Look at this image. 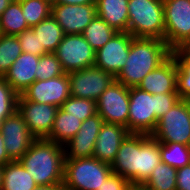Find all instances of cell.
<instances>
[{
	"label": "cell",
	"mask_w": 190,
	"mask_h": 190,
	"mask_svg": "<svg viewBox=\"0 0 190 190\" xmlns=\"http://www.w3.org/2000/svg\"><path fill=\"white\" fill-rule=\"evenodd\" d=\"M128 16L127 32L134 38L164 40L163 0H128Z\"/></svg>",
	"instance_id": "3"
},
{
	"label": "cell",
	"mask_w": 190,
	"mask_h": 190,
	"mask_svg": "<svg viewBox=\"0 0 190 190\" xmlns=\"http://www.w3.org/2000/svg\"><path fill=\"white\" fill-rule=\"evenodd\" d=\"M178 93H166L156 95V118L159 119L167 113L179 100Z\"/></svg>",
	"instance_id": "37"
},
{
	"label": "cell",
	"mask_w": 190,
	"mask_h": 190,
	"mask_svg": "<svg viewBox=\"0 0 190 190\" xmlns=\"http://www.w3.org/2000/svg\"><path fill=\"white\" fill-rule=\"evenodd\" d=\"M28 28L30 27L23 16L20 2L12 0L0 16L1 34L17 36Z\"/></svg>",
	"instance_id": "26"
},
{
	"label": "cell",
	"mask_w": 190,
	"mask_h": 190,
	"mask_svg": "<svg viewBox=\"0 0 190 190\" xmlns=\"http://www.w3.org/2000/svg\"><path fill=\"white\" fill-rule=\"evenodd\" d=\"M164 41L175 51L190 42V0H163Z\"/></svg>",
	"instance_id": "6"
},
{
	"label": "cell",
	"mask_w": 190,
	"mask_h": 190,
	"mask_svg": "<svg viewBox=\"0 0 190 190\" xmlns=\"http://www.w3.org/2000/svg\"><path fill=\"white\" fill-rule=\"evenodd\" d=\"M57 4H69V5L96 4V0H58Z\"/></svg>",
	"instance_id": "41"
},
{
	"label": "cell",
	"mask_w": 190,
	"mask_h": 190,
	"mask_svg": "<svg viewBox=\"0 0 190 190\" xmlns=\"http://www.w3.org/2000/svg\"><path fill=\"white\" fill-rule=\"evenodd\" d=\"M18 94L3 76H0V123L17 110Z\"/></svg>",
	"instance_id": "35"
},
{
	"label": "cell",
	"mask_w": 190,
	"mask_h": 190,
	"mask_svg": "<svg viewBox=\"0 0 190 190\" xmlns=\"http://www.w3.org/2000/svg\"><path fill=\"white\" fill-rule=\"evenodd\" d=\"M161 162L179 169L190 164V146L179 143H159Z\"/></svg>",
	"instance_id": "29"
},
{
	"label": "cell",
	"mask_w": 190,
	"mask_h": 190,
	"mask_svg": "<svg viewBox=\"0 0 190 190\" xmlns=\"http://www.w3.org/2000/svg\"><path fill=\"white\" fill-rule=\"evenodd\" d=\"M21 95L29 101L61 107L71 96L68 73L53 79L36 80Z\"/></svg>",
	"instance_id": "14"
},
{
	"label": "cell",
	"mask_w": 190,
	"mask_h": 190,
	"mask_svg": "<svg viewBox=\"0 0 190 190\" xmlns=\"http://www.w3.org/2000/svg\"><path fill=\"white\" fill-rule=\"evenodd\" d=\"M82 121L58 109L51 133L46 138L49 141L64 145L79 131Z\"/></svg>",
	"instance_id": "24"
},
{
	"label": "cell",
	"mask_w": 190,
	"mask_h": 190,
	"mask_svg": "<svg viewBox=\"0 0 190 190\" xmlns=\"http://www.w3.org/2000/svg\"><path fill=\"white\" fill-rule=\"evenodd\" d=\"M183 49L190 55V42Z\"/></svg>",
	"instance_id": "47"
},
{
	"label": "cell",
	"mask_w": 190,
	"mask_h": 190,
	"mask_svg": "<svg viewBox=\"0 0 190 190\" xmlns=\"http://www.w3.org/2000/svg\"><path fill=\"white\" fill-rule=\"evenodd\" d=\"M60 108L82 122L97 113L95 101L73 96H70Z\"/></svg>",
	"instance_id": "33"
},
{
	"label": "cell",
	"mask_w": 190,
	"mask_h": 190,
	"mask_svg": "<svg viewBox=\"0 0 190 190\" xmlns=\"http://www.w3.org/2000/svg\"><path fill=\"white\" fill-rule=\"evenodd\" d=\"M173 52L177 62V93L181 99L190 100V55L183 48Z\"/></svg>",
	"instance_id": "30"
},
{
	"label": "cell",
	"mask_w": 190,
	"mask_h": 190,
	"mask_svg": "<svg viewBox=\"0 0 190 190\" xmlns=\"http://www.w3.org/2000/svg\"><path fill=\"white\" fill-rule=\"evenodd\" d=\"M151 136L159 143L190 146V100L180 99L160 117Z\"/></svg>",
	"instance_id": "5"
},
{
	"label": "cell",
	"mask_w": 190,
	"mask_h": 190,
	"mask_svg": "<svg viewBox=\"0 0 190 190\" xmlns=\"http://www.w3.org/2000/svg\"><path fill=\"white\" fill-rule=\"evenodd\" d=\"M96 12L117 32H127L128 0H96Z\"/></svg>",
	"instance_id": "21"
},
{
	"label": "cell",
	"mask_w": 190,
	"mask_h": 190,
	"mask_svg": "<svg viewBox=\"0 0 190 190\" xmlns=\"http://www.w3.org/2000/svg\"><path fill=\"white\" fill-rule=\"evenodd\" d=\"M51 15L65 34H81L97 15L96 4H54Z\"/></svg>",
	"instance_id": "16"
},
{
	"label": "cell",
	"mask_w": 190,
	"mask_h": 190,
	"mask_svg": "<svg viewBox=\"0 0 190 190\" xmlns=\"http://www.w3.org/2000/svg\"><path fill=\"white\" fill-rule=\"evenodd\" d=\"M31 28L37 34L40 46L47 53H54L65 36L63 29L52 15Z\"/></svg>",
	"instance_id": "25"
},
{
	"label": "cell",
	"mask_w": 190,
	"mask_h": 190,
	"mask_svg": "<svg viewBox=\"0 0 190 190\" xmlns=\"http://www.w3.org/2000/svg\"><path fill=\"white\" fill-rule=\"evenodd\" d=\"M157 123L156 95L139 87L129 88L128 131L151 135Z\"/></svg>",
	"instance_id": "7"
},
{
	"label": "cell",
	"mask_w": 190,
	"mask_h": 190,
	"mask_svg": "<svg viewBox=\"0 0 190 190\" xmlns=\"http://www.w3.org/2000/svg\"><path fill=\"white\" fill-rule=\"evenodd\" d=\"M36 80H48L66 74L55 53L40 56L36 69Z\"/></svg>",
	"instance_id": "34"
},
{
	"label": "cell",
	"mask_w": 190,
	"mask_h": 190,
	"mask_svg": "<svg viewBox=\"0 0 190 190\" xmlns=\"http://www.w3.org/2000/svg\"><path fill=\"white\" fill-rule=\"evenodd\" d=\"M133 38L129 32H117L96 51L94 66L116 77L126 63Z\"/></svg>",
	"instance_id": "13"
},
{
	"label": "cell",
	"mask_w": 190,
	"mask_h": 190,
	"mask_svg": "<svg viewBox=\"0 0 190 190\" xmlns=\"http://www.w3.org/2000/svg\"><path fill=\"white\" fill-rule=\"evenodd\" d=\"M129 133L124 126L104 123L97 136L92 157L111 165L116 158L121 143Z\"/></svg>",
	"instance_id": "19"
},
{
	"label": "cell",
	"mask_w": 190,
	"mask_h": 190,
	"mask_svg": "<svg viewBox=\"0 0 190 190\" xmlns=\"http://www.w3.org/2000/svg\"><path fill=\"white\" fill-rule=\"evenodd\" d=\"M3 166H0V190H2Z\"/></svg>",
	"instance_id": "44"
},
{
	"label": "cell",
	"mask_w": 190,
	"mask_h": 190,
	"mask_svg": "<svg viewBox=\"0 0 190 190\" xmlns=\"http://www.w3.org/2000/svg\"><path fill=\"white\" fill-rule=\"evenodd\" d=\"M176 175L177 169L161 162L141 187L145 190H177Z\"/></svg>",
	"instance_id": "27"
},
{
	"label": "cell",
	"mask_w": 190,
	"mask_h": 190,
	"mask_svg": "<svg viewBox=\"0 0 190 190\" xmlns=\"http://www.w3.org/2000/svg\"><path fill=\"white\" fill-rule=\"evenodd\" d=\"M45 2L49 3L51 6L57 4L58 0H44Z\"/></svg>",
	"instance_id": "45"
},
{
	"label": "cell",
	"mask_w": 190,
	"mask_h": 190,
	"mask_svg": "<svg viewBox=\"0 0 190 190\" xmlns=\"http://www.w3.org/2000/svg\"><path fill=\"white\" fill-rule=\"evenodd\" d=\"M29 27L51 16L52 6L44 0H18Z\"/></svg>",
	"instance_id": "32"
},
{
	"label": "cell",
	"mask_w": 190,
	"mask_h": 190,
	"mask_svg": "<svg viewBox=\"0 0 190 190\" xmlns=\"http://www.w3.org/2000/svg\"><path fill=\"white\" fill-rule=\"evenodd\" d=\"M129 190H145L141 186H132Z\"/></svg>",
	"instance_id": "46"
},
{
	"label": "cell",
	"mask_w": 190,
	"mask_h": 190,
	"mask_svg": "<svg viewBox=\"0 0 190 190\" xmlns=\"http://www.w3.org/2000/svg\"><path fill=\"white\" fill-rule=\"evenodd\" d=\"M112 173L110 164L94 157L64 159V189L98 190Z\"/></svg>",
	"instance_id": "4"
},
{
	"label": "cell",
	"mask_w": 190,
	"mask_h": 190,
	"mask_svg": "<svg viewBox=\"0 0 190 190\" xmlns=\"http://www.w3.org/2000/svg\"><path fill=\"white\" fill-rule=\"evenodd\" d=\"M140 133H129L123 140L114 162L113 173L126 178L133 186H139Z\"/></svg>",
	"instance_id": "17"
},
{
	"label": "cell",
	"mask_w": 190,
	"mask_h": 190,
	"mask_svg": "<svg viewBox=\"0 0 190 190\" xmlns=\"http://www.w3.org/2000/svg\"><path fill=\"white\" fill-rule=\"evenodd\" d=\"M177 190H190V164L177 169Z\"/></svg>",
	"instance_id": "39"
},
{
	"label": "cell",
	"mask_w": 190,
	"mask_h": 190,
	"mask_svg": "<svg viewBox=\"0 0 190 190\" xmlns=\"http://www.w3.org/2000/svg\"><path fill=\"white\" fill-rule=\"evenodd\" d=\"M37 186L19 160L3 166L2 190H33Z\"/></svg>",
	"instance_id": "23"
},
{
	"label": "cell",
	"mask_w": 190,
	"mask_h": 190,
	"mask_svg": "<svg viewBox=\"0 0 190 190\" xmlns=\"http://www.w3.org/2000/svg\"><path fill=\"white\" fill-rule=\"evenodd\" d=\"M21 45L22 52L31 53L36 56H41L47 52L40 46L38 36L30 27L17 35Z\"/></svg>",
	"instance_id": "36"
},
{
	"label": "cell",
	"mask_w": 190,
	"mask_h": 190,
	"mask_svg": "<svg viewBox=\"0 0 190 190\" xmlns=\"http://www.w3.org/2000/svg\"><path fill=\"white\" fill-rule=\"evenodd\" d=\"M22 49L18 37L0 36V76H4L14 61L21 55Z\"/></svg>",
	"instance_id": "31"
},
{
	"label": "cell",
	"mask_w": 190,
	"mask_h": 190,
	"mask_svg": "<svg viewBox=\"0 0 190 190\" xmlns=\"http://www.w3.org/2000/svg\"><path fill=\"white\" fill-rule=\"evenodd\" d=\"M103 124L104 120L98 113L84 120L76 135L63 145L65 159L92 157Z\"/></svg>",
	"instance_id": "15"
},
{
	"label": "cell",
	"mask_w": 190,
	"mask_h": 190,
	"mask_svg": "<svg viewBox=\"0 0 190 190\" xmlns=\"http://www.w3.org/2000/svg\"><path fill=\"white\" fill-rule=\"evenodd\" d=\"M11 161L4 146L3 136L0 133V166H5Z\"/></svg>",
	"instance_id": "40"
},
{
	"label": "cell",
	"mask_w": 190,
	"mask_h": 190,
	"mask_svg": "<svg viewBox=\"0 0 190 190\" xmlns=\"http://www.w3.org/2000/svg\"><path fill=\"white\" fill-rule=\"evenodd\" d=\"M64 147L47 139H36L19 162L37 185L63 184Z\"/></svg>",
	"instance_id": "2"
},
{
	"label": "cell",
	"mask_w": 190,
	"mask_h": 190,
	"mask_svg": "<svg viewBox=\"0 0 190 190\" xmlns=\"http://www.w3.org/2000/svg\"><path fill=\"white\" fill-rule=\"evenodd\" d=\"M33 190H65L63 184L37 185Z\"/></svg>",
	"instance_id": "42"
},
{
	"label": "cell",
	"mask_w": 190,
	"mask_h": 190,
	"mask_svg": "<svg viewBox=\"0 0 190 190\" xmlns=\"http://www.w3.org/2000/svg\"><path fill=\"white\" fill-rule=\"evenodd\" d=\"M96 110L104 123L128 129L129 88L115 80L97 99Z\"/></svg>",
	"instance_id": "9"
},
{
	"label": "cell",
	"mask_w": 190,
	"mask_h": 190,
	"mask_svg": "<svg viewBox=\"0 0 190 190\" xmlns=\"http://www.w3.org/2000/svg\"><path fill=\"white\" fill-rule=\"evenodd\" d=\"M58 109L51 104L26 100L21 94L18 96L17 110L36 139H46L49 136Z\"/></svg>",
	"instance_id": "11"
},
{
	"label": "cell",
	"mask_w": 190,
	"mask_h": 190,
	"mask_svg": "<svg viewBox=\"0 0 190 190\" xmlns=\"http://www.w3.org/2000/svg\"><path fill=\"white\" fill-rule=\"evenodd\" d=\"M12 0H0V16Z\"/></svg>",
	"instance_id": "43"
},
{
	"label": "cell",
	"mask_w": 190,
	"mask_h": 190,
	"mask_svg": "<svg viewBox=\"0 0 190 190\" xmlns=\"http://www.w3.org/2000/svg\"><path fill=\"white\" fill-rule=\"evenodd\" d=\"M68 75L71 96L90 99L95 102L116 80L114 75L96 66L72 71Z\"/></svg>",
	"instance_id": "10"
},
{
	"label": "cell",
	"mask_w": 190,
	"mask_h": 190,
	"mask_svg": "<svg viewBox=\"0 0 190 190\" xmlns=\"http://www.w3.org/2000/svg\"><path fill=\"white\" fill-rule=\"evenodd\" d=\"M0 133L12 161L19 160L36 140L18 110L0 123Z\"/></svg>",
	"instance_id": "12"
},
{
	"label": "cell",
	"mask_w": 190,
	"mask_h": 190,
	"mask_svg": "<svg viewBox=\"0 0 190 190\" xmlns=\"http://www.w3.org/2000/svg\"><path fill=\"white\" fill-rule=\"evenodd\" d=\"M172 50L164 40L157 38H133L129 56L116 81L124 86L138 87L143 78L162 64Z\"/></svg>",
	"instance_id": "1"
},
{
	"label": "cell",
	"mask_w": 190,
	"mask_h": 190,
	"mask_svg": "<svg viewBox=\"0 0 190 190\" xmlns=\"http://www.w3.org/2000/svg\"><path fill=\"white\" fill-rule=\"evenodd\" d=\"M176 54H172L157 68L148 73L139 84V88L152 95L177 93Z\"/></svg>",
	"instance_id": "18"
},
{
	"label": "cell",
	"mask_w": 190,
	"mask_h": 190,
	"mask_svg": "<svg viewBox=\"0 0 190 190\" xmlns=\"http://www.w3.org/2000/svg\"><path fill=\"white\" fill-rule=\"evenodd\" d=\"M39 59L40 56L22 52L3 76L18 95L36 81Z\"/></svg>",
	"instance_id": "20"
},
{
	"label": "cell",
	"mask_w": 190,
	"mask_h": 190,
	"mask_svg": "<svg viewBox=\"0 0 190 190\" xmlns=\"http://www.w3.org/2000/svg\"><path fill=\"white\" fill-rule=\"evenodd\" d=\"M116 33L117 31L115 29L110 27L103 19L96 15L81 34L91 47L97 51Z\"/></svg>",
	"instance_id": "28"
},
{
	"label": "cell",
	"mask_w": 190,
	"mask_h": 190,
	"mask_svg": "<svg viewBox=\"0 0 190 190\" xmlns=\"http://www.w3.org/2000/svg\"><path fill=\"white\" fill-rule=\"evenodd\" d=\"M132 186L126 178L112 173L98 190H129Z\"/></svg>",
	"instance_id": "38"
},
{
	"label": "cell",
	"mask_w": 190,
	"mask_h": 190,
	"mask_svg": "<svg viewBox=\"0 0 190 190\" xmlns=\"http://www.w3.org/2000/svg\"><path fill=\"white\" fill-rule=\"evenodd\" d=\"M66 73L94 66L96 51L82 34H65L54 52Z\"/></svg>",
	"instance_id": "8"
},
{
	"label": "cell",
	"mask_w": 190,
	"mask_h": 190,
	"mask_svg": "<svg viewBox=\"0 0 190 190\" xmlns=\"http://www.w3.org/2000/svg\"><path fill=\"white\" fill-rule=\"evenodd\" d=\"M161 163L159 142L151 135L140 133L139 186L152 174Z\"/></svg>",
	"instance_id": "22"
}]
</instances>
